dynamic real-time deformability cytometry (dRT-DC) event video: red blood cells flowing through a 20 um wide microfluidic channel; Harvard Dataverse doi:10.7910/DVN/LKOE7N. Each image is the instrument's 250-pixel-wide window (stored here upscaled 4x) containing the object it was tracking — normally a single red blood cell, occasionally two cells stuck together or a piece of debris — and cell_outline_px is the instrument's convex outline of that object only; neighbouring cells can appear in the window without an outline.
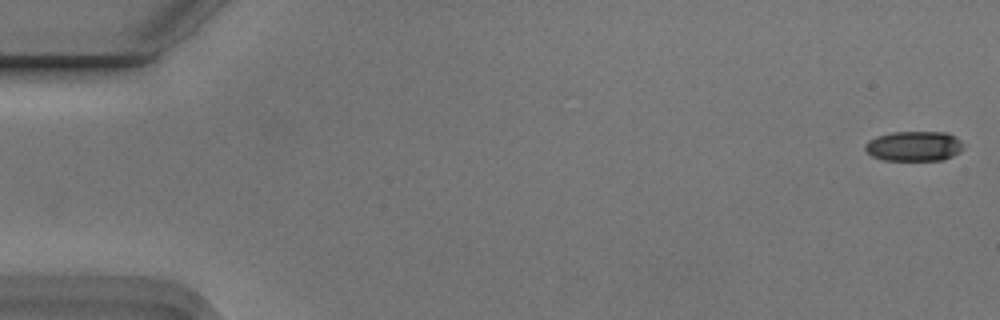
{"species": "Egyptian fruit bat (a non-hibernating species)", "species_latin": "Rousettus aegyptiacus", "temperature_condition": "cold", "stored_images_in_passage": 5, "camera_frame_rate_fps": 3000, "um_per_image_px": 0.085, "animal": {"sex": "male"}, "frame": {"image": 1, "passage_image": 1, "time_ms": 0.0, "image_size_px": [1000, 320], "cell_outline_px": [[964, 148], [960, 152], [944, 160], [884, 160], [872, 156], [864, 148], [864, 144], [868, 140], [876, 136], [892, 132], [948, 132], [960, 140]], "centroid_in_image_um": [77.69, 12.42], "position_along_channel_um": 7.3, "area_um2": 17.28}}